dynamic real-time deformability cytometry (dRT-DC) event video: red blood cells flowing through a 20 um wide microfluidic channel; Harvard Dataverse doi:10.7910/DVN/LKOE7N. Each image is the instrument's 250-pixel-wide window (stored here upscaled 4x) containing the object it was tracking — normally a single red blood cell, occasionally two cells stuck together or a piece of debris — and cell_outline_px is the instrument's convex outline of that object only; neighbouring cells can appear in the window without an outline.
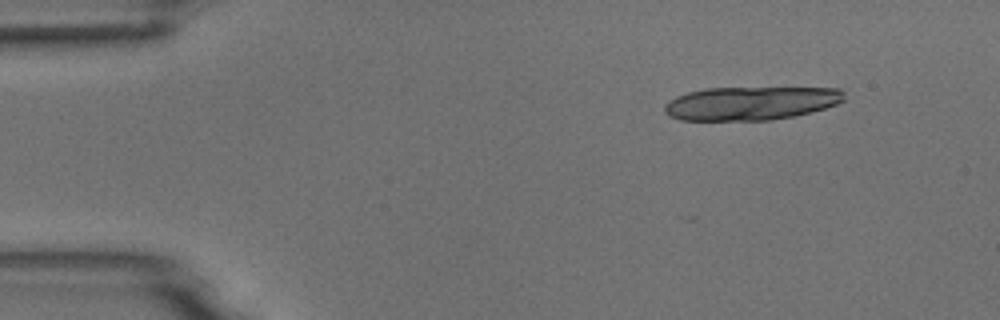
{"species": "common noctule bat (a hibernating species)", "species_latin": "Nyctalus noctula", "temperature_condition": "room temperature", "stored_images_in_passage": 6, "camera_frame_rate_fps": 3000, "um_per_image_px": 0.085, "animal": {"sex": "male", "body_mass_g": 18.8}, "frame": {"image": 1, "passage_image": 2, "time_ms": 0.333, "image_size_px": [1000, 320], "cell_outline_px": [[844, 100], [836, 104], [824, 108], [796, 116], [772, 120], [680, 120], [668, 116], [664, 112], [664, 104], [668, 100], [676, 96], [688, 92], [704, 88], [840, 88], [844, 92]], "centroid_in_image_um": [63.78, 8.78], "position_along_channel_um": 21.2, "area_um2": 35.26}}
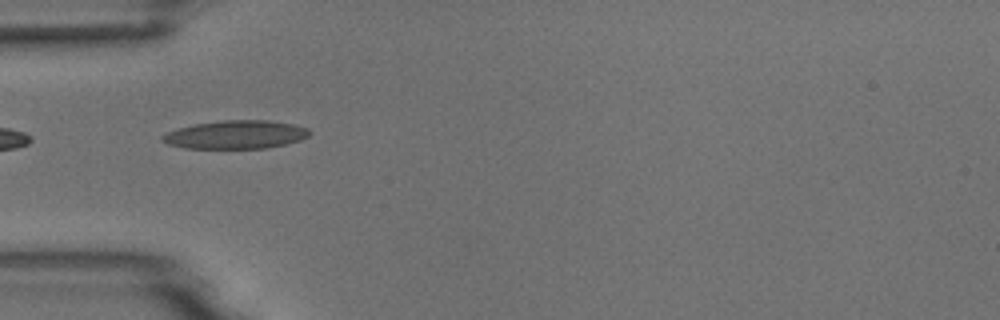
{"frame": {"image": 2, "passage_image": 5, "time_ms": 1.333, "image_size_px": [1000, 320], "cell_outline_px": [[312, 132], [308, 136], [300, 140], [284, 144], [264, 148], [184, 148], [168, 144], [160, 140], [160, 136], [168, 132], [180, 128], [196, 124], [224, 120], [268, 120], [292, 124], [308, 128]], "centroid_in_image_um": [20.04, 11.44], "position_along_channel_um": 65.0, "area_um2": 24.1}}